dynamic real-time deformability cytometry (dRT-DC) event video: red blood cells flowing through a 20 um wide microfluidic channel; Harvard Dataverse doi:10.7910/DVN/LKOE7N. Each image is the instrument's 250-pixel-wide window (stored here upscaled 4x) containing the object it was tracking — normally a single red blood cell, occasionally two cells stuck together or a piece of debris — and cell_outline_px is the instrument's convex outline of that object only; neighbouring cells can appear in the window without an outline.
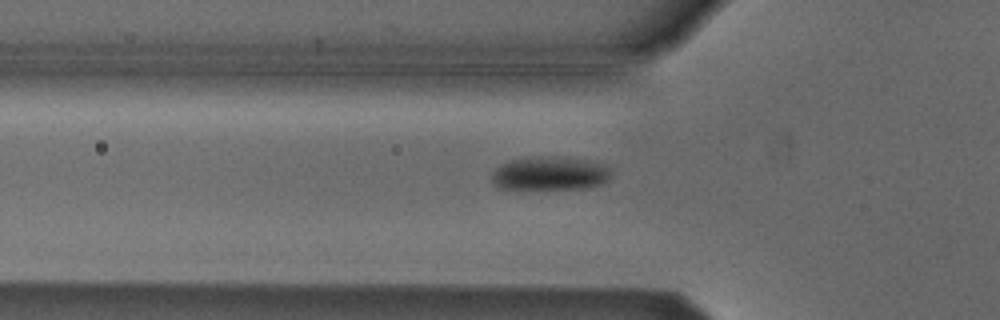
{"species": "Egyptian fruit bat (a non-hibernating species)", "species_latin": "Rousettus aegyptiacus", "temperature_condition": "cold", "stored_images_in_passage": 47, "camera_frame_rate_fps": 3000, "um_per_image_px": 0.085, "animal": {"sex": "male"}, "frame": {"image": 1, "passage_image": 18, "time_ms": 5.667, "image_size_px": [1000, 320], "cell_outline_px": [[612, 176], [608, 180], [600, 184], [584, 188], [496, 188], [492, 180], [492, 172], [496, 168], [512, 160], [540, 156], [584, 160], [604, 164], [608, 168]], "centroid_in_image_um": [46.74, 14.75], "position_along_channel_um": 79.1, "area_um2": 22.77}}
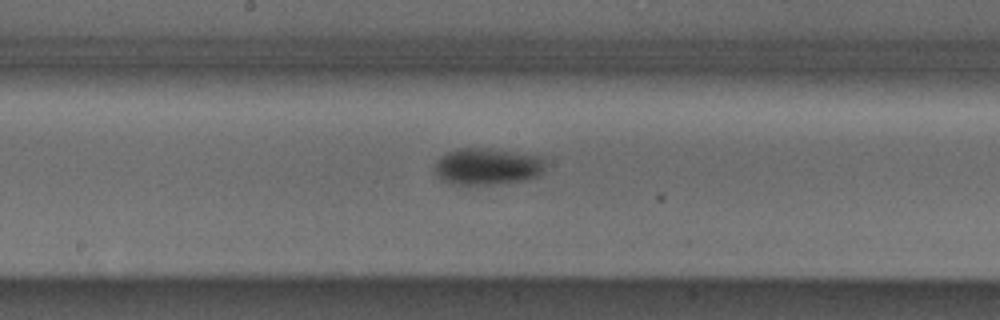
{"frame": {"image": 2, "passage_image": 28, "time_ms": 9.0, "image_size_px": [1000, 320], "cell_outline_px": [[544, 172], [540, 176], [528, 180], [500, 184], [448, 184], [436, 176], [432, 168], [436, 160], [448, 152], [460, 148], [492, 148], [544, 156]], "centroid_in_image_um": [41.44, 14.15], "position_along_channel_um": 206.8, "area_um2": 24.39}}
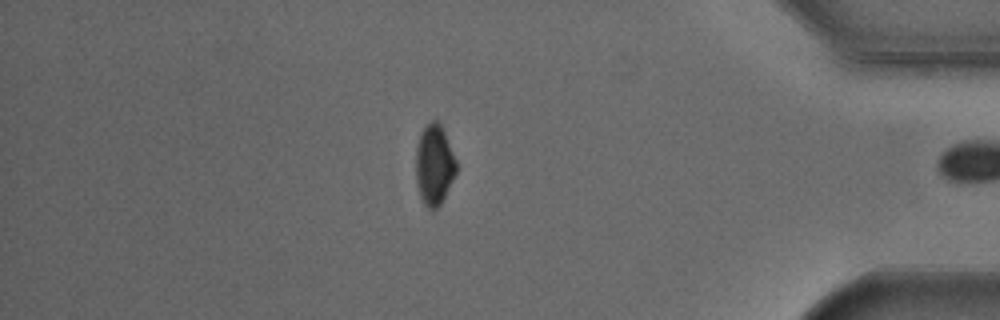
{"frame": {"image": 3, "passage_image": 46, "time_ms": 15.0, "image_size_px": [1000, 320], "cell_outline_px": [[456, 172], [440, 204], [432, 212], [424, 204], [420, 196], [416, 180], [416, 148], [420, 136], [424, 128], [432, 120], [436, 120], [440, 124], [444, 132], [456, 160]], "centroid_in_image_um": [36.9, 14.03], "position_along_channel_um": 398.3, "area_um2": 18.55}, "authors_computed_cell_mechanics": {"area_um2": 22.9466, "velocity_mm_per_s": 3.8163, "shape_relaxation_time_tau1_ms": 1.9658, "shape_relaxation_time_tau2_ms": null, "deformation_change_tau1": 0.0747, "deformation_change_tau2": null}}